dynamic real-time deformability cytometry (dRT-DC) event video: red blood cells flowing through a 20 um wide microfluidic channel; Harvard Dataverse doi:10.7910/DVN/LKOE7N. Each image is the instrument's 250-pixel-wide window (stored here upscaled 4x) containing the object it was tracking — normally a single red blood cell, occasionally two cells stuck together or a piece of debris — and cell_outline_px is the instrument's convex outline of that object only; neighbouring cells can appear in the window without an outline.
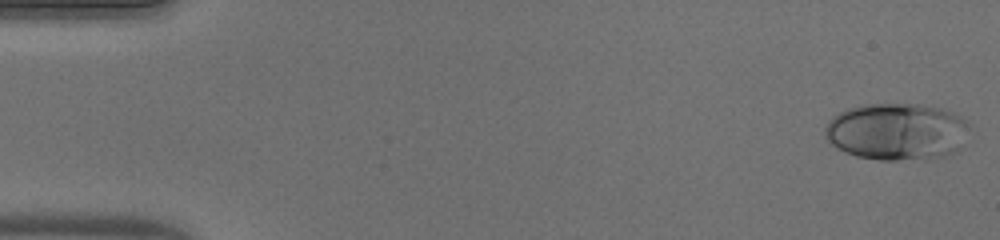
{"species": "human", "species_latin": "Homo sapiens", "temperature_condition": "warm", "stored_images_in_passage": 50, "camera_frame_rate_fps": 3000, "um_per_image_px": 0.085, "donor": {"sex": "male"}, "frame": {"image": 1, "passage_image": 1, "time_ms": 0.0, "image_size_px": [1000, 240], "cell_outline_px": [[968, 124], [952, 152], [944, 156], [896, 160], [880, 160], [856, 156], [844, 152], [836, 148], [824, 136], [824, 128], [828, 120], [832, 116], [848, 108], [868, 104], [920, 104], [940, 108], [952, 112], [960, 116]], "centroid_in_image_um": [76.09, 11.16], "position_along_channel_um": 8.9, "area_um2": 47.16}}
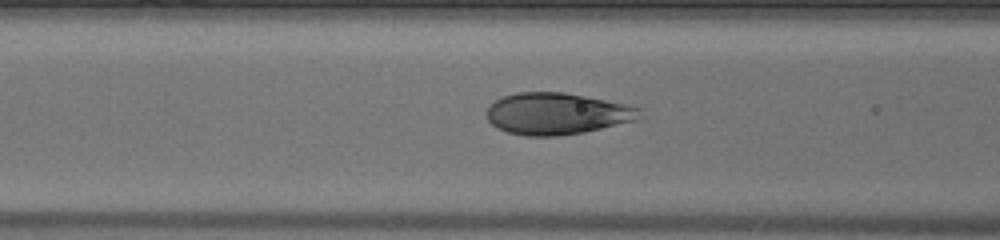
{"frame": {"image": 2, "passage_image": 20, "time_ms": 6.333, "image_size_px": [1000, 240], "cell_outline_px": [[644, 108], [640, 120], [584, 132], [556, 136], [524, 136], [508, 132], [496, 128], [488, 120], [488, 108], [496, 100], [504, 96], [516, 92], [564, 92]], "centroid_in_image_um": [47.39, 9.67], "position_along_channel_um": 119.2, "area_um2": 37.22}}
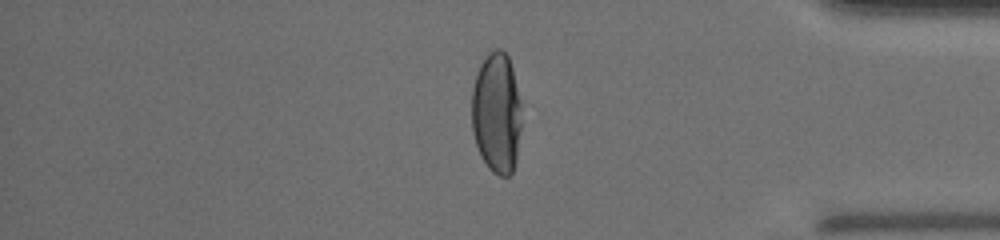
{"frame": {"image": 3, "passage_image": 42, "time_ms": 13.667, "image_size_px": [1000, 240], "cell_outline_px": [[520, 128], [516, 160], [512, 172], [508, 176], [500, 176], [492, 172], [488, 168], [480, 156], [472, 132], [472, 88], [476, 72], [480, 64], [488, 52], [496, 48], [500, 48], [508, 56], [512, 68], [520, 104]], "centroid_in_image_um": [42.18, 9.6], "position_along_channel_um": 393.0, "area_um2": 35.14}, "authors_computed_cell_mechanics": {"area_um2": 39.3329, "velocity_mm_per_s": 4.0525, "shape_relaxation_time_tau1_ms": 5.0547, "shape_relaxation_time_tau2_ms": null, "deformation_change_tau1": 0.2457, "deformation_change_tau2": null}}